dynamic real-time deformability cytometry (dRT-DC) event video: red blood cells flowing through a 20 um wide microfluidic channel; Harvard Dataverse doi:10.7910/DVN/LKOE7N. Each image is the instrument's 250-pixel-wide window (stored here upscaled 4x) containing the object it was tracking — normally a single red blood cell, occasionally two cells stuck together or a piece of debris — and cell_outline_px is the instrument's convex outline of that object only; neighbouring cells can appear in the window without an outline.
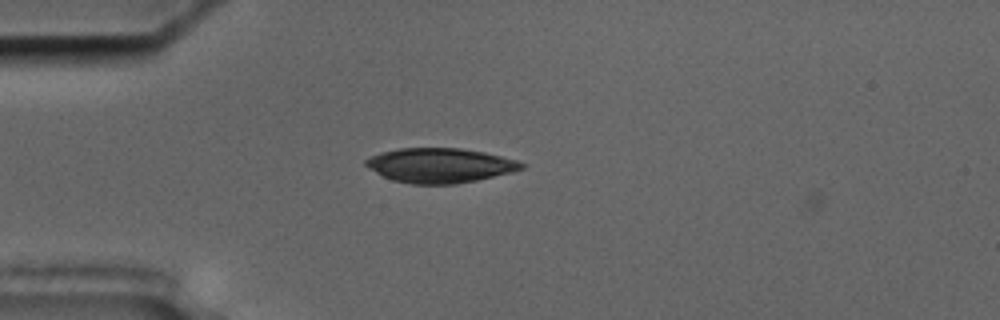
{"species": "common noctule bat (a hibernating species)", "species_latin": "Nyctalus noctula", "temperature_condition": "cold", "stored_images_in_passage": 7, "camera_frame_rate_fps": 3000, "um_per_image_px": 0.085, "animal": {"sex": "male", "body_mass_g": 17.5, "forearm_length_mm": 52.3}, "frame": {"image": 1, "passage_image": 5, "time_ms": 1.333, "image_size_px": [1000, 320], "cell_outline_px": [[528, 164], [524, 168], [512, 172], [476, 180], [456, 184], [412, 184], [392, 180], [376, 172], [364, 164], [364, 160], [368, 156], [380, 152], [400, 148], [460, 148], [484, 152], [516, 160]], "centroid_in_image_um": [37.39, 14.05], "position_along_channel_um": 47.6, "area_um2": 31.44}}